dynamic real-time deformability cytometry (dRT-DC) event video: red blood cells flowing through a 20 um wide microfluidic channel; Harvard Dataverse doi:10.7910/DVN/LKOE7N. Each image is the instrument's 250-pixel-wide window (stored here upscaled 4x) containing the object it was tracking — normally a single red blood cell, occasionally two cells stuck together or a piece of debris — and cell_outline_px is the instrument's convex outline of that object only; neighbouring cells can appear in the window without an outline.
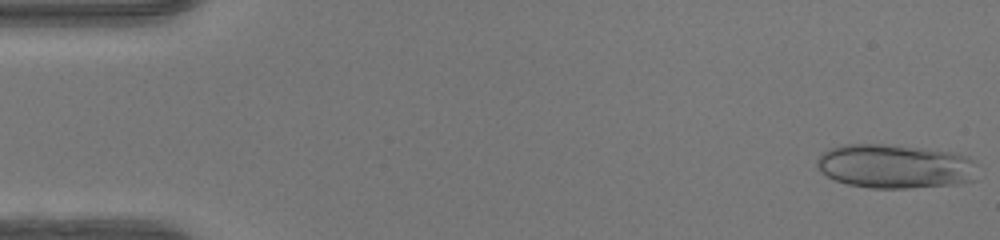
{"species": "human", "species_latin": "Homo sapiens", "temperature_condition": "warm", "stored_images_in_passage": 48, "camera_frame_rate_fps": 3000, "um_per_image_px": 0.085, "donor": {"sex": "female"}, "frame": {"image": 1, "passage_image": 1, "time_ms": 0.0, "image_size_px": [1000, 240], "cell_outline_px": [[976, 180], [956, 184], [908, 188], [872, 188], [848, 184], [836, 180], [820, 172], [816, 164], [816, 160], [824, 152], [832, 148], [844, 144], [880, 144], [924, 148], [956, 152], [968, 156], [976, 164]], "centroid_in_image_um": [76.11, 14.13], "position_along_channel_um": 8.9, "area_um2": 41.44}}
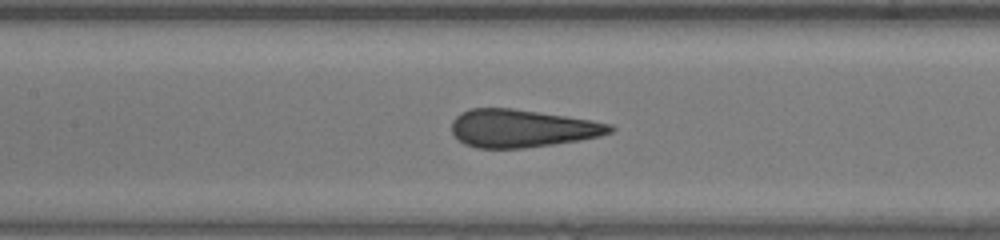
{"frame": {"image": 2, "passage_image": 22, "time_ms": 7.0, "image_size_px": [1000, 240], "cell_outline_px": [[616, 128], [612, 132], [600, 136], [580, 140], [524, 148], [476, 148], [464, 144], [452, 132], [452, 120], [460, 112], [468, 108], [512, 108], [592, 120], [612, 124]], "centroid_in_image_um": [44.37, 10.9], "position_along_channel_um": 163.0, "area_um2": 34.97}}
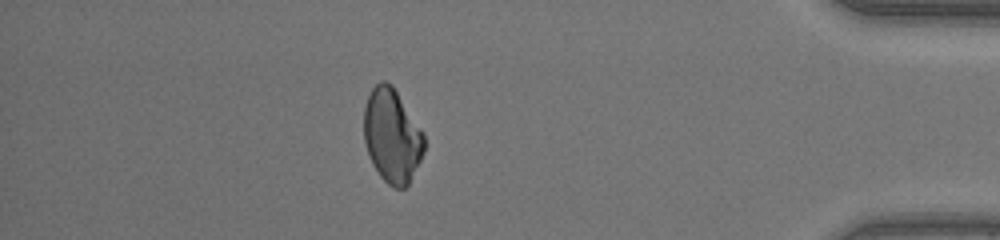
{"frame": {"image": 3, "passage_image": 42, "time_ms": 13.667, "image_size_px": [1000, 240], "cell_outline_px": [[424, 152], [408, 184], [404, 188], [392, 188], [380, 176], [372, 164], [364, 140], [364, 108], [368, 96], [372, 88], [380, 80], [384, 80], [392, 84], [424, 132]], "centroid_in_image_um": [33.32, 11.53], "position_along_channel_um": 401.9, "area_um2": 33.0}}